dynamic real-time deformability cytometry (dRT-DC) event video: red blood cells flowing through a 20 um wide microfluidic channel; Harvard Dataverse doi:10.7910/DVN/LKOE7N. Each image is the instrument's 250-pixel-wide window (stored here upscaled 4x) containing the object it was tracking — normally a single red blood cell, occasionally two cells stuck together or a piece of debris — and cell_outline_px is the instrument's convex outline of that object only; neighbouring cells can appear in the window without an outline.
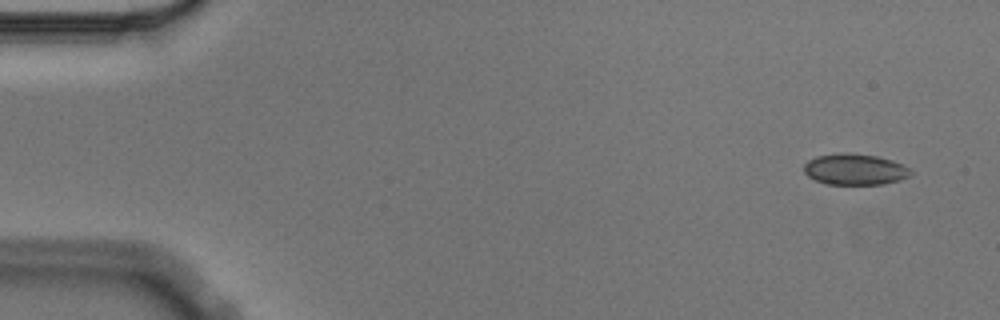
{"species": "Egyptian fruit bat (a non-hibernating species)", "species_latin": "Rousettus aegyptiacus", "temperature_condition": "cold", "stored_images_in_passage": 5, "camera_frame_rate_fps": 3000, "um_per_image_px": 0.085, "animal": {"sex": "male"}, "frame": {"image": 1, "passage_image": 1, "time_ms": 0.0, "image_size_px": [1000, 320], "cell_outline_px": [[912, 172], [908, 176], [900, 180], [884, 184], [828, 184], [816, 180], [808, 176], [804, 172], [804, 164], [808, 160], [816, 156], [840, 152], [848, 152], [876, 156], [892, 160], [908, 168]], "centroid_in_image_um": [72.63, 14.38], "position_along_channel_um": 12.4, "area_um2": 19.31}}
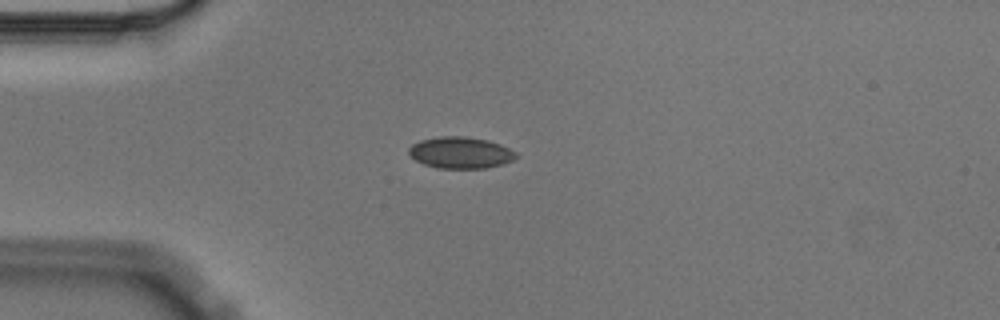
{"frame": {"image": 2, "passage_image": 4, "time_ms": 1.0, "image_size_px": [1000, 320], "cell_outline_px": [[520, 156], [504, 164], [488, 168], [436, 168], [424, 164], [416, 160], [408, 152], [408, 148], [412, 144], [420, 140], [440, 136], [464, 136], [488, 140], [500, 144], [516, 152]], "centroid_in_image_um": [39.16, 12.98], "position_along_channel_um": 45.8, "area_um2": 19.83}}